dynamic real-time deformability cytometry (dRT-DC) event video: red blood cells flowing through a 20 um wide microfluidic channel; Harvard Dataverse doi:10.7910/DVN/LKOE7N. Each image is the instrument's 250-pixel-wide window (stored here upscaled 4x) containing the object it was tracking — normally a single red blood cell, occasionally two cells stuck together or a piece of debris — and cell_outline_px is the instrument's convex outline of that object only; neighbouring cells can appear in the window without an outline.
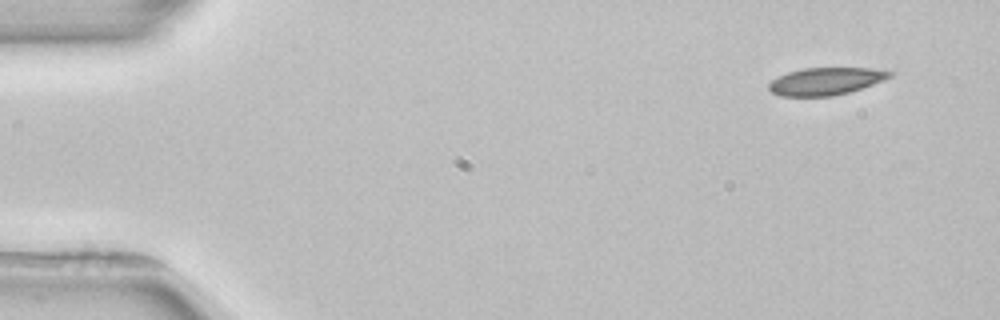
{"species": "common noctule bat (a hibernating species)", "species_latin": "Nyctalus noctula", "temperature_condition": "room temperature", "stored_images_in_passage": 4, "camera_frame_rate_fps": 3000, "um_per_image_px": 0.085, "animal": {"sex": "female", "body_mass_g": 22.7, "forearm_length_mm": 54.2}, "frame": {"image": 1, "passage_image": 1, "time_ms": 0.0, "image_size_px": [1000, 320], "cell_outline_px": [[896, 72], [892, 76], [884, 80], [848, 92], [832, 96], [780, 96], [772, 92], [768, 88], [768, 84], [772, 80], [788, 72], [804, 68], [868, 68]], "centroid_in_image_um": [70.19, 6.9], "position_along_channel_um": 14.8, "area_um2": 19.13}}
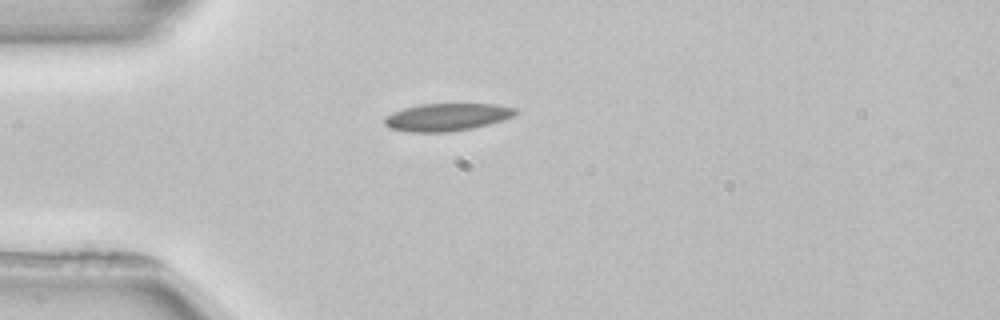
{"frame": {"image": 2, "passage_image": 3, "time_ms": 3.333, "image_size_px": [1000, 320], "cell_outline_px": [[520, 112], [512, 116], [488, 124], [472, 128], [448, 132], [408, 132], [388, 128], [384, 124], [384, 116], [392, 112], [404, 108], [420, 104], [496, 104], [516, 108]], "centroid_in_image_um": [37.94, 9.95], "position_along_channel_um": 47.1, "area_um2": 21.1}}